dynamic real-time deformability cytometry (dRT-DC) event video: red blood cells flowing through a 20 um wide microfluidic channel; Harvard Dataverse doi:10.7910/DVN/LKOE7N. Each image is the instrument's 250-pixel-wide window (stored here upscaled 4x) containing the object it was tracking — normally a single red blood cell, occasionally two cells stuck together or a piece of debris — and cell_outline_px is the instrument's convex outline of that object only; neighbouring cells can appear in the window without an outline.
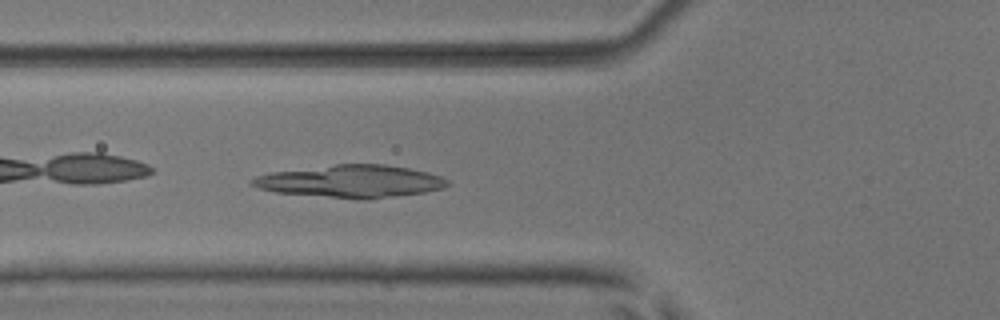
{"species": "common noctule bat (a hibernating species)", "species_latin": "Nyctalus noctula", "temperature_condition": "room temperature", "stored_images_in_passage": 35, "camera_frame_rate_fps": 3000, "um_per_image_px": 0.085, "animal": {"sex": "male", "body_mass_g": 17.9, "forearm_length_mm": 54.2}, "frame": {"image": 1, "passage_image": 3, "time_ms": 0.667, "image_size_px": [1000, 320], "cell_outline_px": [[448, 184], [444, 188], [424, 192], [368, 200], [360, 200], [276, 192], [260, 188], [248, 184], [248, 180], [256, 176], [272, 172], [336, 164], [384, 164], [408, 168], [428, 172], [440, 176], [448, 180]], "centroid_in_image_um": [29.81, 15.42], "position_along_channel_um": 96.0, "area_um2": 37.05}}
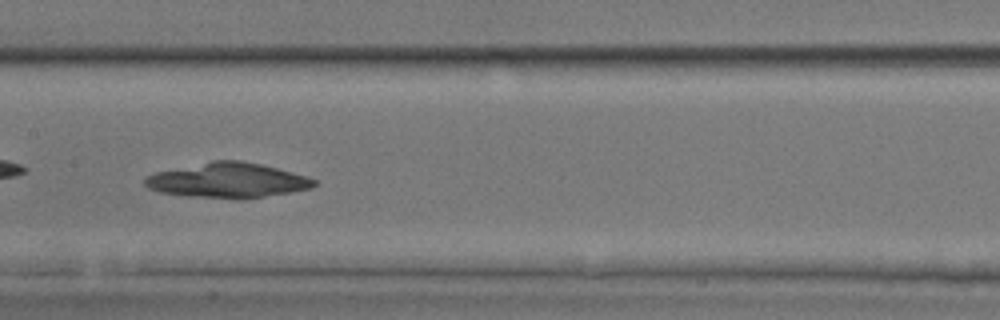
{"frame": {"image": 2, "passage_image": 10, "time_ms": 3.0, "image_size_px": [1000, 320], "cell_outline_px": [[316, 184], [312, 188], [264, 196], [188, 196], [160, 192], [148, 188], [144, 184], [144, 180], [148, 176], [156, 172], [212, 160], [240, 160], [260, 164], [276, 168], [304, 176], [316, 180]], "centroid_in_image_um": [19.31, 15.29], "position_along_channel_um": 188.1, "area_um2": 33.12}}
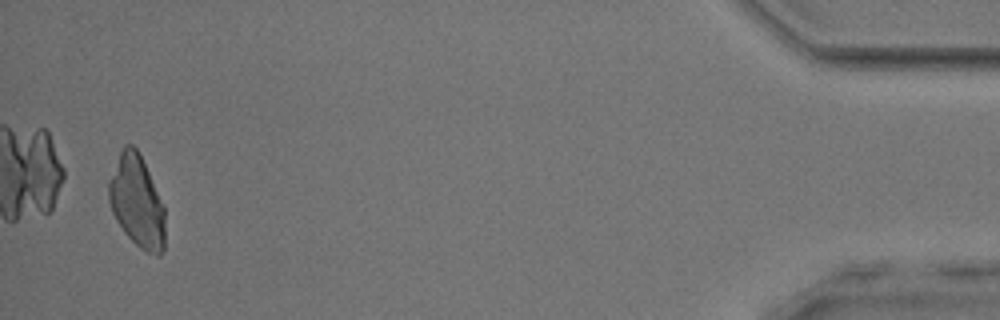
{"frame": {"image": 3, "passage_image": 34, "time_ms": 11.0, "image_size_px": [1000, 320], "cell_outline_px": [[164, 248], [160, 256], [156, 256], [144, 252], [124, 232], [116, 220], [112, 212], [108, 200], [108, 184], [120, 152], [124, 144], [132, 144], [140, 152], [164, 208]], "centroid_in_image_um": [11.63, 17.15], "position_along_channel_um": 423.6, "area_um2": 30.0}}